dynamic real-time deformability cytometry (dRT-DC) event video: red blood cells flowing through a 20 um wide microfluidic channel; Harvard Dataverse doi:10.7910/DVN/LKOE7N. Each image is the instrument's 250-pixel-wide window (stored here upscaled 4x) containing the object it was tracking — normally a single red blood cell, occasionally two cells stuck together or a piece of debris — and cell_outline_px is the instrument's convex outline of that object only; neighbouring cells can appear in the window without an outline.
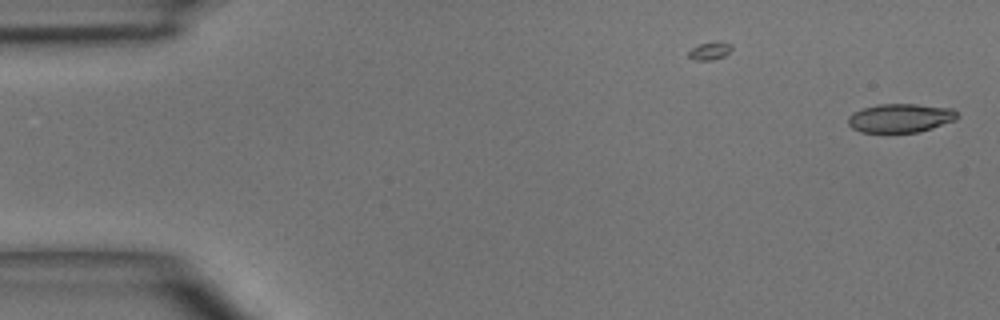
{"species": "common noctule bat (a hibernating species)", "species_latin": "Nyctalus noctula", "temperature_condition": "room temperature", "stored_images_in_passage": 3, "camera_frame_rate_fps": 3000, "um_per_image_px": 0.085, "animal": {"sex": "male", "body_mass_g": 15.6}, "frame": {"image": 1, "passage_image": 1, "time_ms": 0.0, "image_size_px": [1000, 320], "cell_outline_px": [[960, 116], [956, 120], [920, 132], [860, 132], [852, 128], [848, 124], [848, 116], [852, 112], [876, 104], [916, 104], [952, 108]], "centroid_in_image_um": [76.54, 10.03], "position_along_channel_um": 8.5, "area_um2": 18.44}}